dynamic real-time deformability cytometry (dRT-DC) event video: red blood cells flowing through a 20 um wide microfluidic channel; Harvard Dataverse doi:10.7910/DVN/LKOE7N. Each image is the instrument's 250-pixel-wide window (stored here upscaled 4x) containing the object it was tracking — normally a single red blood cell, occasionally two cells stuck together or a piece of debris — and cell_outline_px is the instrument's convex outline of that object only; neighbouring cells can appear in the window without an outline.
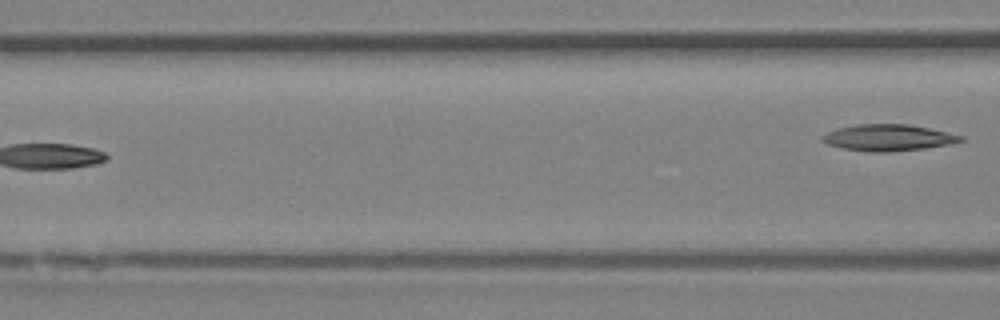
{"species": "Egyptian fruit bat (a non-hibernating species)", "species_latin": "Rousettus aegyptiacus", "temperature_condition": "room temperature", "stored_images_in_passage": 5, "camera_frame_rate_fps": 3000, "um_per_image_px": 0.085, "animal": {"sex": "female"}, "frame": {"image": 1, "passage_image": 5, "time_ms": 1.333, "image_size_px": [1000, 320], "cell_outline_px": [[964, 140], [948, 144], [924, 148], [888, 152], [868, 152], [844, 148], [828, 144], [820, 140], [820, 136], [828, 132], [840, 128], [856, 124], [908, 124], [928, 128], [964, 136]], "centroid_in_image_um": [75.47, 11.7], "position_along_channel_um": 91.1, "area_um2": 21.1}}